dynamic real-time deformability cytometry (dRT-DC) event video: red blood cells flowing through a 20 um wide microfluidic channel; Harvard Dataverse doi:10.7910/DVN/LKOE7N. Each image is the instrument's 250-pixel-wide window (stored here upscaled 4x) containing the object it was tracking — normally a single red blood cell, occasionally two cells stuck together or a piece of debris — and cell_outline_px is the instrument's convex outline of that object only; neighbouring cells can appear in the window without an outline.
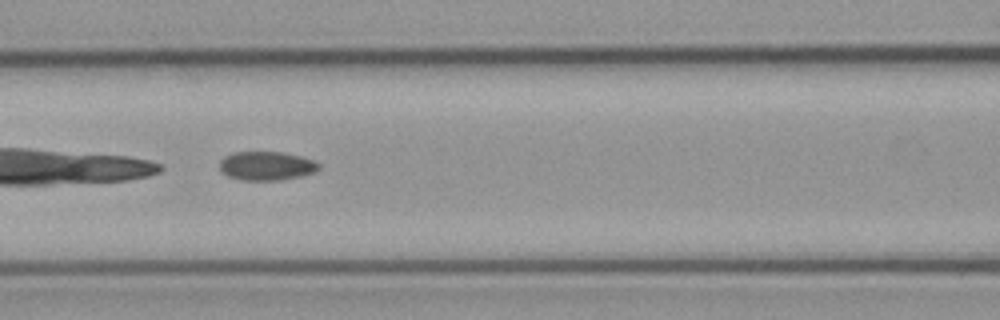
{"species": "common noctule bat (a hibernating species)", "species_latin": "Nyctalus noctula", "temperature_condition": "cold", "stored_images_in_passage": 5, "camera_frame_rate_fps": 3000, "um_per_image_px": 0.085, "animal": {"sex": "male", "body_mass_g": 23.1, "forearm_length_mm": 52.7}, "frame": {"image": 1, "passage_image": 4, "time_ms": 4.667, "image_size_px": [1000, 320], "cell_outline_px": [[320, 168], [316, 172], [304, 176], [280, 180], [244, 180], [228, 176], [220, 172], [220, 160], [224, 156], [232, 152], [284, 152], [300, 156], [312, 160], [320, 164]], "centroid_in_image_um": [22.66, 14.1], "position_along_channel_um": 143.9, "area_um2": 16.88}}
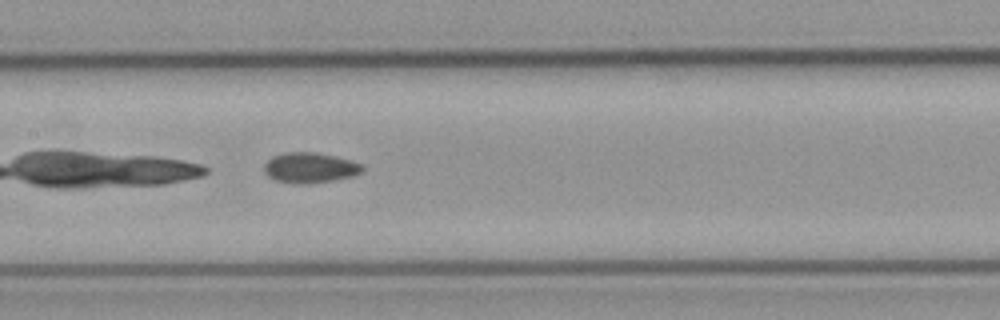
{"frame": {"image": 2, "passage_image": 5, "time_ms": 5.667, "image_size_px": [1000, 320], "cell_outline_px": [[364, 168], [360, 172], [352, 176], [332, 180], [308, 184], [292, 184], [276, 180], [268, 176], [264, 172], [264, 164], [272, 156], [288, 152], [316, 152], [364, 164]], "centroid_in_image_um": [26.31, 14.26], "position_along_channel_um": 181.1, "area_um2": 17.28}}